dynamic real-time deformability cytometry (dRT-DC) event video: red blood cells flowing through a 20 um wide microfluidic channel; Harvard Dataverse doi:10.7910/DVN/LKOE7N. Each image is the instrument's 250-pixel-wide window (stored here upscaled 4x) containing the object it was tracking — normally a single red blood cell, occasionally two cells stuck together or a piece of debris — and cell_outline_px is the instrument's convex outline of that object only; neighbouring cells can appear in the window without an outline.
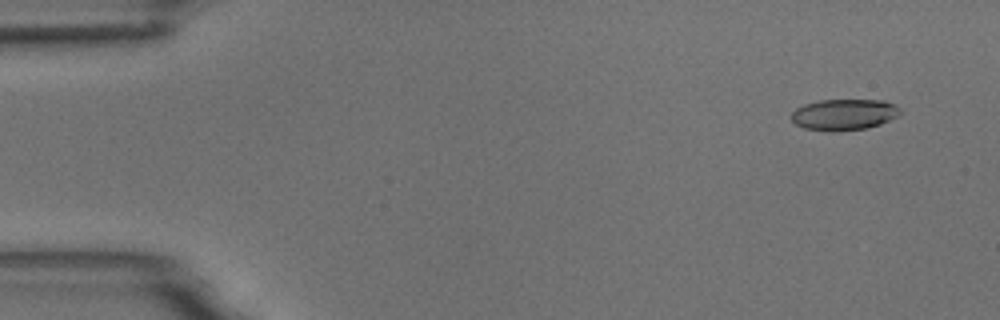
{"species": "common noctule bat (a hibernating species)", "species_latin": "Nyctalus noctula", "temperature_condition": "room temperature", "stored_images_in_passage": 5, "camera_frame_rate_fps": 3000, "um_per_image_px": 0.085, "animal": {"sex": "male", "body_mass_g": 18.8}, "frame": {"image": 1, "passage_image": 2, "time_ms": 1.0, "image_size_px": [1000, 320], "cell_outline_px": [[900, 112], [896, 116], [880, 124], [868, 128], [804, 128], [796, 124], [792, 120], [792, 112], [796, 108], [804, 104], [820, 100], [884, 100], [896, 104], [900, 108]], "centroid_in_image_um": [71.78, 9.67], "position_along_channel_um": 13.2, "area_um2": 18.84}}
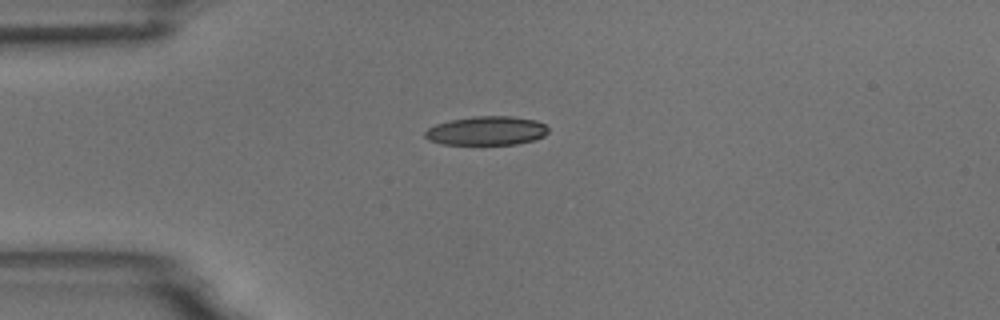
{"frame": {"image": 2, "passage_image": 5, "time_ms": 4.333, "image_size_px": [1000, 320], "cell_outline_px": [[548, 132], [544, 136], [532, 140], [516, 144], [440, 144], [428, 140], [424, 136], [424, 132], [428, 128], [436, 124], [452, 120], [472, 116], [512, 116], [536, 120], [544, 124], [548, 128]], "centroid_in_image_um": [41.34, 11.11], "position_along_channel_um": 43.7, "area_um2": 20.75}}